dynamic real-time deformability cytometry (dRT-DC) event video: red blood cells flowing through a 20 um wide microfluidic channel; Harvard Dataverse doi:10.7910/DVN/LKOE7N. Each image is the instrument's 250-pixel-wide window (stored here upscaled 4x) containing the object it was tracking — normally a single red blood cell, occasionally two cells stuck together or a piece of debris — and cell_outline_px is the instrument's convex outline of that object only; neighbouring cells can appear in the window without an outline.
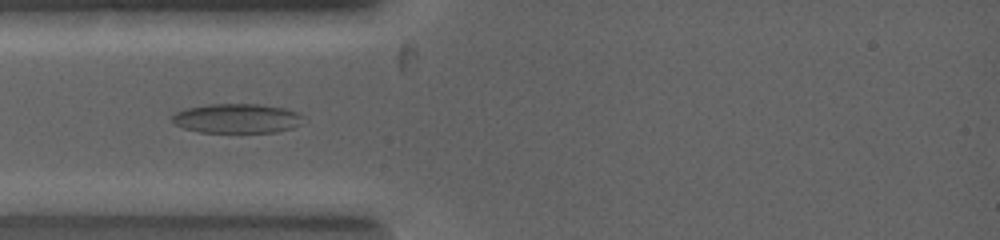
{"species": "common noctule bat (a hibernating species)", "species_latin": "Nyctalus noctula", "temperature_condition": "warm", "stored_images_in_passage": 11, "camera_frame_rate_fps": 5000, "um_per_image_px": 0.085, "animal": {"sex": "female", "body_mass_g": 19.0, "forearm_length_mm": 53.3}, "frame": {"image": 1, "passage_image": 1, "time_ms": 0.0, "image_size_px": [1000, 240], "cell_outline_px": [[308, 120], [304, 124], [292, 128], [276, 132], [200, 132], [184, 128], [176, 124], [172, 120], [172, 116], [176, 112], [188, 108], [208, 104], [256, 104], [284, 108], [296, 112], [304, 116]], "centroid_in_image_um": [20.22, 10.07], "position_along_channel_um": 64.8, "area_um2": 22.6}}
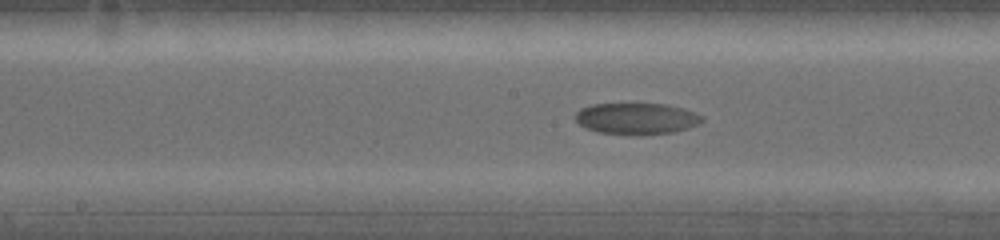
{"frame": {"image": 2, "passage_image": 10, "time_ms": 2.2, "image_size_px": [1000, 240], "cell_outline_px": [[704, 120], [700, 124], [688, 128], [672, 132], [640, 136], [596, 132], [584, 128], [576, 120], [576, 112], [580, 108], [596, 104], [664, 104], [680, 108], [704, 116]], "centroid_in_image_um": [54.1, 10.1], "position_along_channel_um": 194.1, "area_um2": 23.29}}